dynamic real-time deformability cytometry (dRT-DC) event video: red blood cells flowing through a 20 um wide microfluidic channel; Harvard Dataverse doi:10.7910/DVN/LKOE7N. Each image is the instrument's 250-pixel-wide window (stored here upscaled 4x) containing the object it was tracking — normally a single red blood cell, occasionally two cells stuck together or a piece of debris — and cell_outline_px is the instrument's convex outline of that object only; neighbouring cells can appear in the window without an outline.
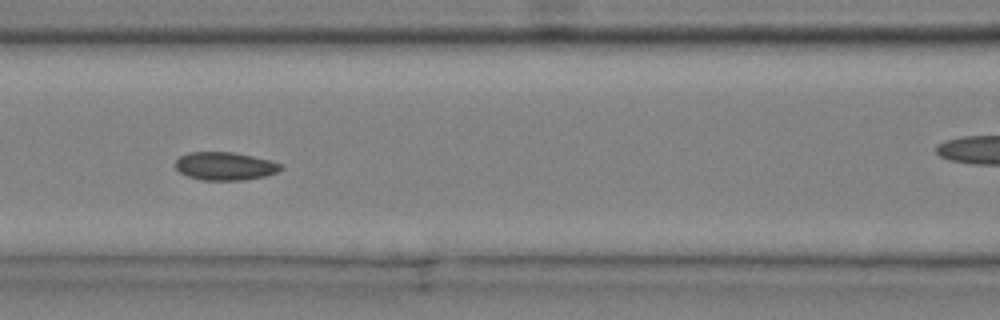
{"species": "common noctule bat (a hibernating species)", "species_latin": "Nyctalus noctula", "temperature_condition": "cold", "stored_images_in_passage": 7, "camera_frame_rate_fps": 3000, "um_per_image_px": 0.085, "animal": {"sex": "male", "body_mass_g": 20.4}, "frame": {"image": 1, "passage_image": 5, "time_ms": 1.333, "image_size_px": [1000, 320], "cell_outline_px": [[284, 168], [276, 172], [264, 176], [244, 180], [200, 180], [188, 176], [180, 172], [176, 168], [176, 160], [180, 156], [188, 152], [232, 152], [272, 160], [284, 164]], "centroid_in_image_um": [19.15, 14.12], "position_along_channel_um": 147.4, "area_um2": 17.34}}